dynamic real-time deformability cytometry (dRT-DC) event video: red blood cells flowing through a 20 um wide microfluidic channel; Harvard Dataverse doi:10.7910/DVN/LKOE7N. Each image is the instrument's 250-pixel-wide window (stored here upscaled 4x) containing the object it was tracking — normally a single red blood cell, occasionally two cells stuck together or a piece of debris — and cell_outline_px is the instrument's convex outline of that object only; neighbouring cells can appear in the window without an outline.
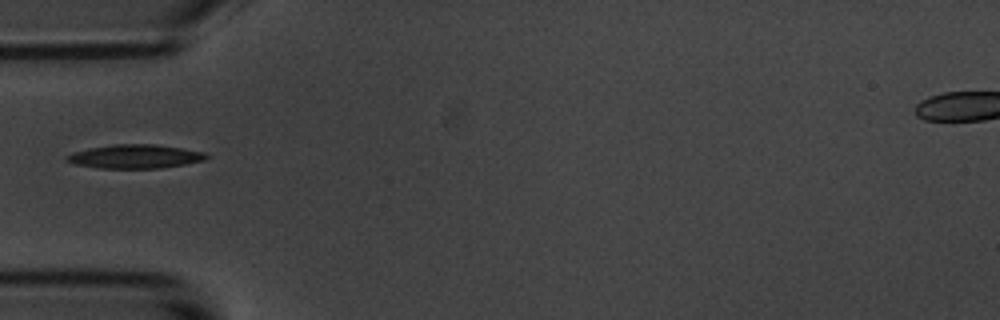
{"species": "common noctule bat (a hibernating species)", "species_latin": "Nyctalus noctula", "temperature_condition": "room temperature", "stored_images_in_passage": 35, "camera_frame_rate_fps": 3000, "um_per_image_px": 0.085, "animal": {"sex": "male", "body_mass_g": 20.1, "forearm_length_mm": 53.5}, "frame": {"image": 1, "passage_image": 1, "time_ms": 0.0, "image_size_px": [1000, 320], "cell_outline_px": [[208, 156], [204, 160], [184, 164], [160, 168], [100, 168], [76, 164], [64, 160], [64, 156], [72, 152], [88, 148], [116, 144], [156, 144], [204, 152]], "centroid_in_image_um": [11.43, 13.29], "position_along_channel_um": 73.6, "area_um2": 19.25}}
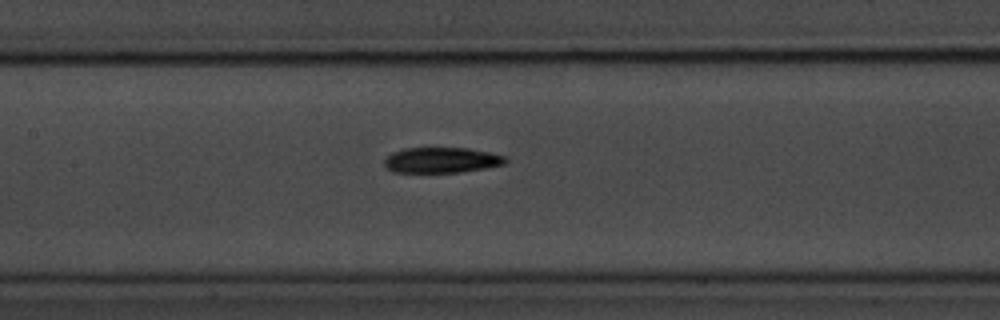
{"frame": {"image": 2, "passage_image": 9, "time_ms": 2.667, "image_size_px": [1000, 320], "cell_outline_px": [[508, 160], [504, 164], [484, 168], [460, 172], [392, 172], [384, 164], [384, 160], [392, 152], [404, 148], [468, 148], [488, 152], [504, 156]], "centroid_in_image_um": [37.51, 13.61], "position_along_channel_um": 169.9, "area_um2": 17.86}}
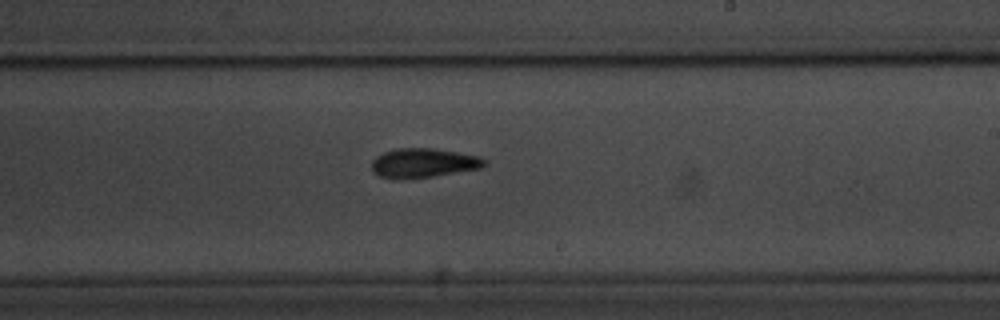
{"frame": {"image": 3, "passage_image": 16, "time_ms": 5.0, "image_size_px": [1000, 320], "cell_outline_px": [[488, 160], [480, 168], [432, 176], [380, 176], [372, 172], [372, 160], [376, 156], [384, 152], [396, 148], [432, 148], [456, 152], [476, 156]], "centroid_in_image_um": [35.99, 13.8], "position_along_channel_um": 253.0, "area_um2": 18.38}}